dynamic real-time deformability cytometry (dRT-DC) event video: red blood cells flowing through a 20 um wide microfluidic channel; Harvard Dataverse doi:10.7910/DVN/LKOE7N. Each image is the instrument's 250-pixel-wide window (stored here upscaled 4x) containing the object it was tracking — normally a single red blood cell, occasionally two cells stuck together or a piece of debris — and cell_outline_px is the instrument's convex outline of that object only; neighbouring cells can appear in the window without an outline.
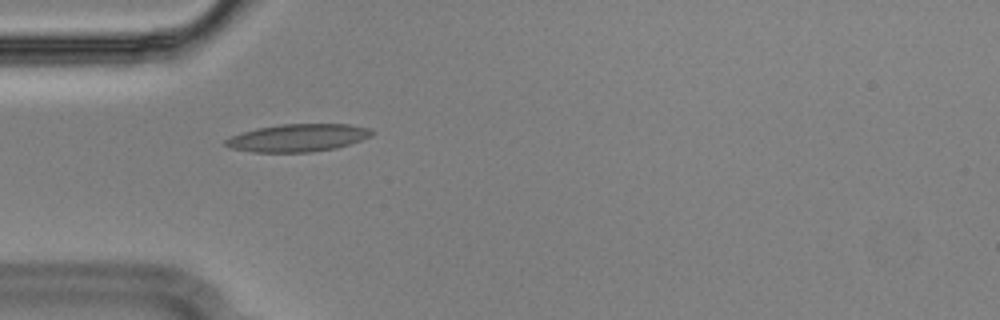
{"species": "Egyptian fruit bat (a non-hibernating species)", "species_latin": "Rousettus aegyptiacus", "temperature_condition": "cold", "stored_images_in_passage": 8, "camera_frame_rate_fps": 3000, "um_per_image_px": 0.085, "animal": {"sex": "male"}, "frame": {"image": 1, "passage_image": 1, "time_ms": 0.0, "image_size_px": [1000, 320], "cell_outline_px": [[372, 136], [336, 148], [312, 152], [252, 152], [232, 148], [224, 144], [224, 140], [232, 136], [256, 128], [280, 124], [348, 124], [372, 128]], "centroid_in_image_um": [25.33, 11.71], "position_along_channel_um": 59.7, "area_um2": 23.47}}
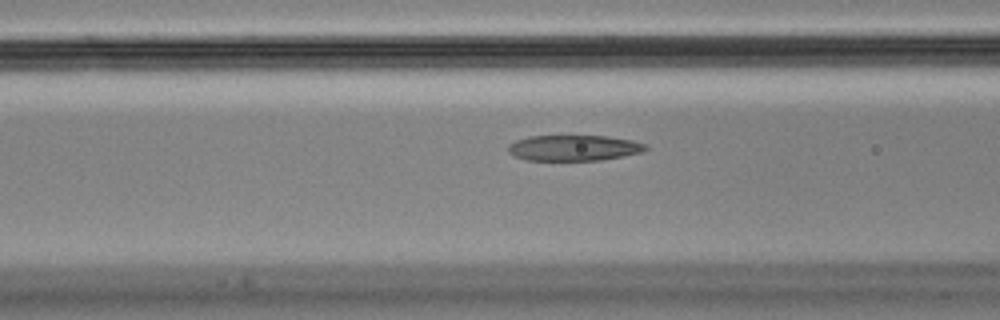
{"frame": {"image": 2, "passage_image": 6, "time_ms": 1.667, "image_size_px": [1000, 320], "cell_outline_px": [[648, 148], [640, 152], [600, 160], [528, 160], [516, 156], [508, 152], [508, 144], [516, 140], [528, 136], [608, 136], [632, 140], [644, 144]], "centroid_in_image_um": [48.73, 12.56], "position_along_channel_um": 117.9, "area_um2": 20.35}}